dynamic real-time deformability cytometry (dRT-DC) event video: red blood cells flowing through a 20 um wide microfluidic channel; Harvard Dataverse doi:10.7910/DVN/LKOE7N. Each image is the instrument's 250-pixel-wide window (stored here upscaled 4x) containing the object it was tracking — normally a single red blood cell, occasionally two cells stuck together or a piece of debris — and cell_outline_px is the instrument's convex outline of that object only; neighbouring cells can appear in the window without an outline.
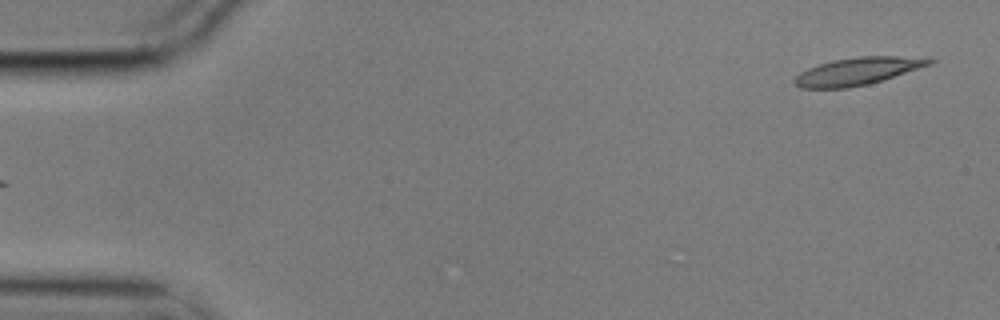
{"species": "common noctule bat (a hibernating species)", "species_latin": "Nyctalus noctula", "temperature_condition": "cold", "stored_images_in_passage": 5, "segment_of_instrument_passage": [2, 2], "camera_frame_rate_fps": 3000, "um_per_image_px": 0.085, "animal": {"sex": "male", "body_mass_g": 17.9}, "frame": {"image": 1, "passage_image": 5, "time_ms": 1.333, "image_size_px": [1000, 320], "cell_outline_px": [[936, 60], [932, 64], [868, 84], [848, 88], [800, 88], [792, 80], [800, 72], [808, 68], [832, 60], [860, 56], [896, 56]], "centroid_in_image_um": [72.83, 6.06], "position_along_channel_um": 12.2, "area_um2": 21.21}}